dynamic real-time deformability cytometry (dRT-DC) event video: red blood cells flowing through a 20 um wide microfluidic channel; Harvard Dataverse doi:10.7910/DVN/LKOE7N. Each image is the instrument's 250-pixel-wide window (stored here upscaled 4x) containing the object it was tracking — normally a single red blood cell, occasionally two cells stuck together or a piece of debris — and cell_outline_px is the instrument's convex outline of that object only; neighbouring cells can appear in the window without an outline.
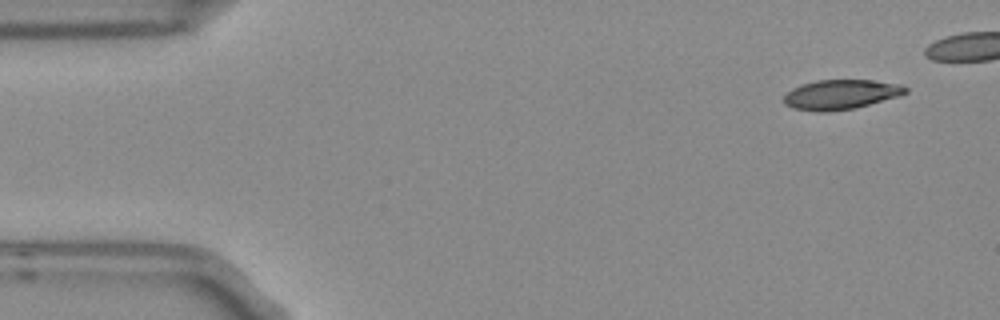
{"species": "Egyptian fruit bat (a non-hibernating species)", "species_latin": "Rousettus aegyptiacus", "temperature_condition": "room temperature", "stored_images_in_passage": 5, "camera_frame_rate_fps": 3000, "um_per_image_px": 0.085, "frame": {"image": 1, "passage_image": 1, "time_ms": 0.0, "image_size_px": [1000, 320], "cell_outline_px": [[908, 92], [900, 96], [856, 108], [828, 112], [816, 112], [792, 108], [784, 104], [780, 100], [792, 88], [800, 84], [816, 80], [876, 80], [904, 84], [908, 88]], "centroid_in_image_um": [71.48, 8.03], "position_along_channel_um": 13.5, "area_um2": 21.62}}
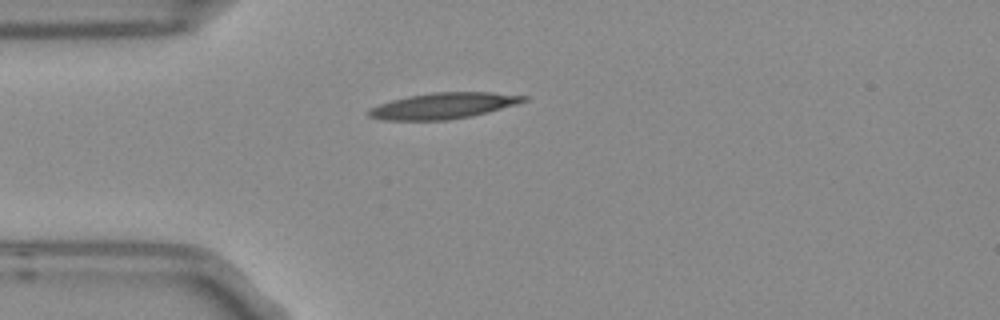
{"frame": {"image": 2, "passage_image": 5, "time_ms": 1.333, "image_size_px": [1000, 320], "cell_outline_px": [[528, 100], [516, 104], [488, 112], [472, 116], [448, 120], [384, 120], [368, 116], [364, 112], [368, 108], [392, 100], [408, 96], [432, 92], [492, 92], [528, 96]], "centroid_in_image_um": [37.66, 8.99], "position_along_channel_um": 47.3, "area_um2": 23.58}}